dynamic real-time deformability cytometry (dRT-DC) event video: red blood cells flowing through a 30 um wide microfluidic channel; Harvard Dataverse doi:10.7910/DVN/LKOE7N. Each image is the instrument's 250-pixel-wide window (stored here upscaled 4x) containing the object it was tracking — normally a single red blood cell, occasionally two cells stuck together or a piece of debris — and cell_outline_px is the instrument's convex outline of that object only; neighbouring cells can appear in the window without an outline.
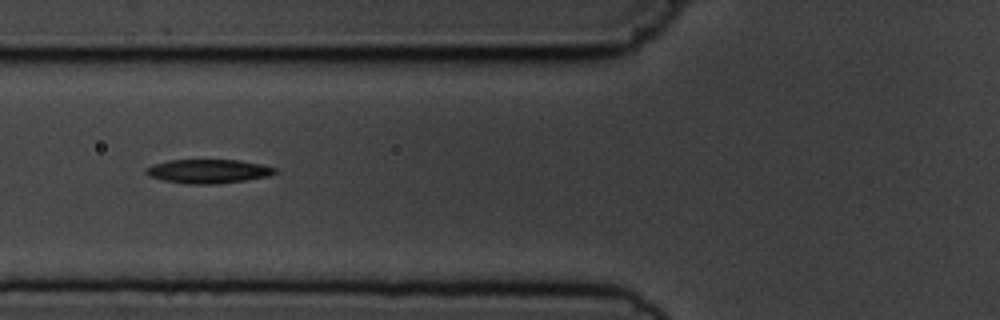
{"species": "common noctule bat (a hibernating species)", "species_latin": "Nyctalus noctula", "temperature_condition": "cold", "stored_images_in_passage": 7, "camera_frame_rate_fps": 3000, "um_per_image_px": 0.085, "animal": {"sex": "male", "body_mass_g": 19.5, "forearm_length_mm": 54.6}, "frame": {"image": 1, "passage_image": 6, "time_ms": 6.0, "image_size_px": [1000, 320], "cell_outline_px": [[276, 172], [268, 176], [244, 180], [216, 184], [184, 184], [160, 180], [148, 176], [144, 172], [144, 168], [152, 164], [168, 160], [236, 160], [260, 164], [276, 168]], "centroid_in_image_um": [17.6, 14.56], "position_along_channel_um": 108.2, "area_um2": 18.09}}
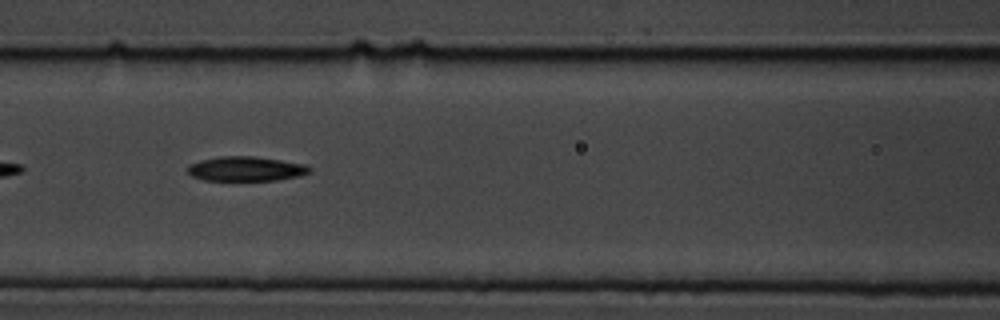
{"frame": {"image": 2, "passage_image": 7, "time_ms": 7.0, "image_size_px": [1000, 320], "cell_outline_px": [[312, 172], [300, 176], [276, 180], [204, 180], [192, 176], [188, 172], [188, 168], [192, 164], [200, 160], [220, 156], [252, 156], [280, 160], [304, 164], [312, 168]], "centroid_in_image_um": [20.94, 14.35], "position_along_channel_um": 145.7, "area_um2": 17.34}}